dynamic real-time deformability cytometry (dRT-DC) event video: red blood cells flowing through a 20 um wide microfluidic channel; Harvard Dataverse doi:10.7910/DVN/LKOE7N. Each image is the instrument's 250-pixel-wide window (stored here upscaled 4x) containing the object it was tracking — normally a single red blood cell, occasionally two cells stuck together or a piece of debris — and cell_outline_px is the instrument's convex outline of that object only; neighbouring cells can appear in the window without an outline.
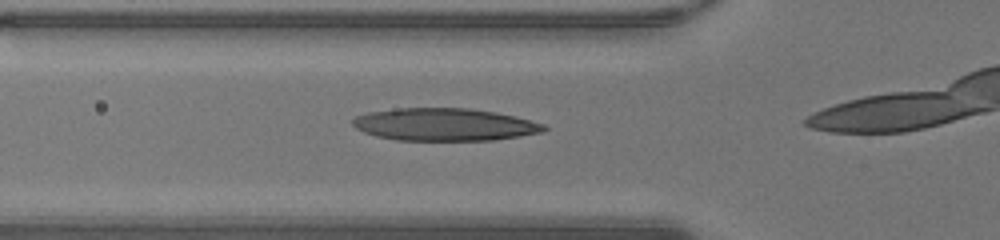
{"species": "human", "species_latin": "Homo sapiens", "temperature_condition": "warm", "stored_images_in_passage": 11, "camera_frame_rate_fps": 3000, "um_per_image_px": 0.085, "donor": {"sex": "male"}, "frame": {"image": 1, "passage_image": 7, "time_ms": 2.0, "image_size_px": [1000, 240], "cell_outline_px": [[548, 128], [544, 132], [520, 136], [492, 140], [396, 140], [376, 136], [364, 132], [356, 128], [352, 124], [352, 116], [368, 112], [396, 108], [468, 108], [496, 112], [516, 116], [544, 124]], "centroid_in_image_um": [37.77, 10.58], "position_along_channel_um": 88.0, "area_um2": 36.47}}
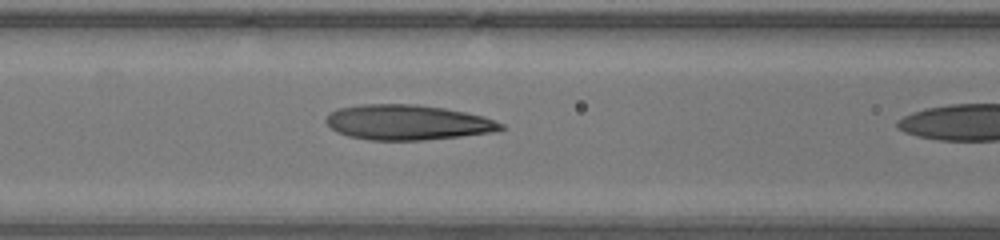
{"frame": {"image": 2, "passage_image": 10, "time_ms": 3.0, "image_size_px": [1000, 240], "cell_outline_px": [[504, 128], [488, 132], [460, 136], [424, 140], [368, 140], [348, 136], [336, 132], [324, 120], [336, 108], [360, 104], [416, 104], [444, 108], [484, 116], [504, 124]], "centroid_in_image_um": [34.59, 10.4], "position_along_channel_um": 132.0, "area_um2": 35.66}}